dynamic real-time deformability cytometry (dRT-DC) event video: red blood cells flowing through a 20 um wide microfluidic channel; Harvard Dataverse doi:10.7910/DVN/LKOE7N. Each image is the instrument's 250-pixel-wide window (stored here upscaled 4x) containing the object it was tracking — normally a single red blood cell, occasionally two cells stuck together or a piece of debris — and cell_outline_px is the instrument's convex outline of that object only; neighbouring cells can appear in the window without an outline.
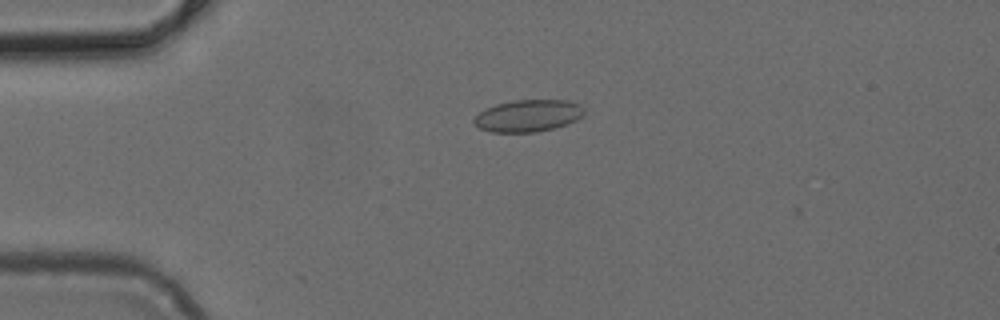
{"species": "common noctule bat (a hibernating species)", "species_latin": "Nyctalus noctula", "temperature_condition": "cold", "stored_images_in_passage": 39, "camera_frame_rate_fps": 3000, "um_per_image_px": 0.085, "animal": {"sex": "female", "body_mass_g": 24.6, "forearm_length_mm": 56.2}, "frame": {"image": 1, "passage_image": 1, "time_ms": 0.0, "image_size_px": [1000, 320], "cell_outline_px": [[584, 112], [576, 120], [552, 128], [536, 132], [492, 132], [480, 128], [472, 124], [472, 120], [480, 112], [496, 104], [512, 100], [568, 100], [580, 104], [584, 108]], "centroid_in_image_um": [44.86, 9.83], "position_along_channel_um": 40.1, "area_um2": 20.4}}
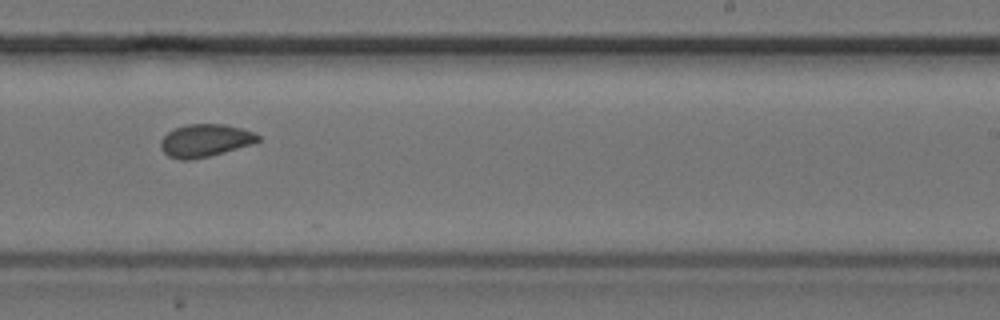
{"frame": {"image": 2, "passage_image": 20, "time_ms": 6.333, "image_size_px": [1000, 320], "cell_outline_px": [[260, 140], [256, 144], [192, 160], [180, 160], [168, 156], [160, 148], [160, 140], [168, 132], [176, 128], [188, 124], [224, 124], [240, 128], [252, 132], [260, 136]], "centroid_in_image_um": [17.44, 11.95], "position_along_channel_um": 271.6, "area_um2": 18.61}}
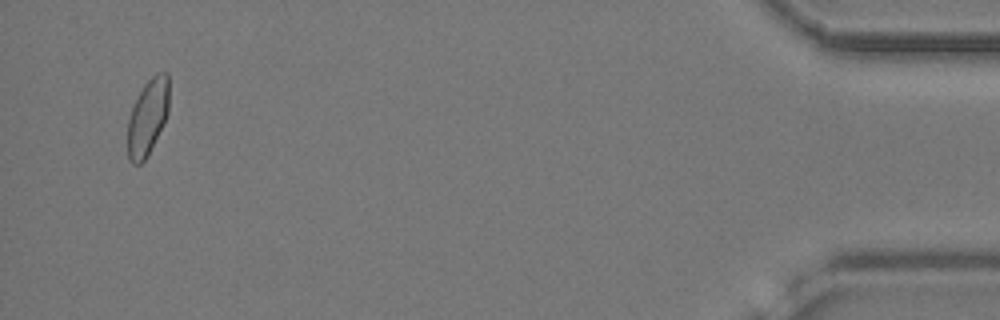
{"frame": {"image": 3, "passage_image": 37, "time_ms": 12.0, "image_size_px": [1000, 320], "cell_outline_px": [[168, 112], [148, 156], [140, 164], [132, 164], [128, 160], [128, 116], [144, 84], [156, 72], [168, 72]], "centroid_in_image_um": [12.54, 9.96], "position_along_channel_um": 422.7, "area_um2": 18.21}}